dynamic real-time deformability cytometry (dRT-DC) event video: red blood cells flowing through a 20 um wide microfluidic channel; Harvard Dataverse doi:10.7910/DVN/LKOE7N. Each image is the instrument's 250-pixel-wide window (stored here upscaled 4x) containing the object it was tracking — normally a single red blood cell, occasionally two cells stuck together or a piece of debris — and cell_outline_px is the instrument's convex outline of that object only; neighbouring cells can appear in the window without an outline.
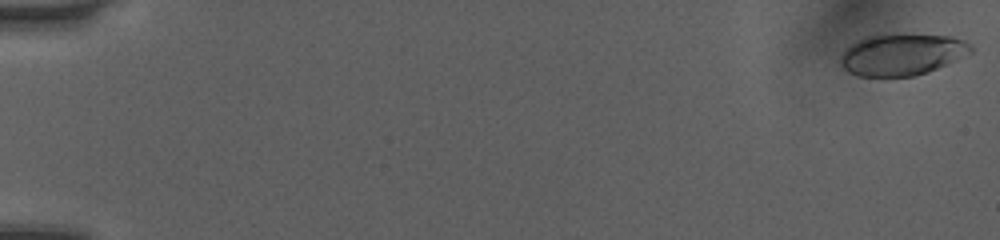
{"species": "human", "species_latin": "Homo sapiens", "temperature_condition": "room temperature", "stored_images_in_passage": 51, "camera_frame_rate_fps": 3000, "um_per_image_px": 0.085, "donor": {"sex": "female"}, "frame": {"image": 1, "passage_image": 1, "time_ms": 0.0, "image_size_px": [1000, 240], "cell_outline_px": [[972, 52], [956, 60], [936, 68], [912, 76], [856, 76], [848, 72], [840, 64], [840, 56], [844, 48], [856, 40], [864, 36], [896, 32], [952, 36], [964, 40], [972, 44]], "centroid_in_image_um": [76.63, 4.58], "position_along_channel_um": 8.4, "area_um2": 32.31}}
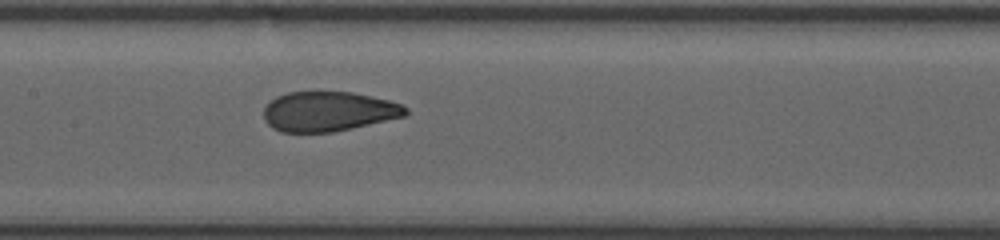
{"frame": {"image": 2, "passage_image": 27, "time_ms": 8.667, "image_size_px": [1000, 240], "cell_outline_px": [[408, 112], [404, 116], [352, 128], [332, 132], [280, 132], [272, 128], [264, 120], [264, 108], [276, 96], [288, 92], [352, 92], [388, 100], [400, 104], [408, 108]], "centroid_in_image_um": [27.89, 9.47], "position_along_channel_um": 179.5, "area_um2": 32.71}}
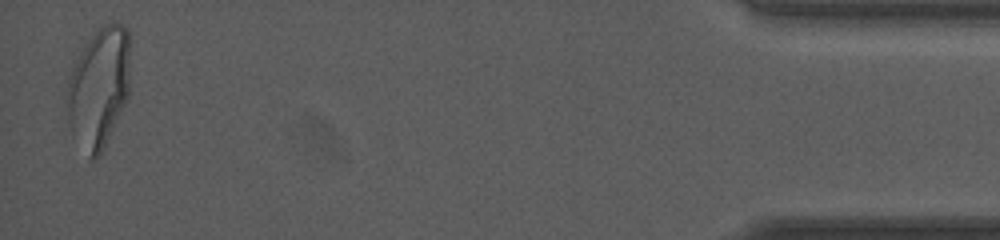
{"frame": {"image": 3, "passage_image": 51, "time_ms": 16.667, "image_size_px": [1000, 240], "cell_outline_px": [[128, 96], [104, 148], [92, 160], [88, 156], [72, 136], [68, 120], [68, 80], [72, 68], [80, 52], [88, 40], [104, 24], [124, 24], [128, 28]], "centroid_in_image_um": [8.39, 7.46], "position_along_channel_um": 426.8, "area_um2": 43.47}, "authors_computed_cell_mechanics": {"area_um2": 33.6396, "velocity_mm_per_s": 4.0765, "shape_relaxation_time_tau1_ms": 5.9609, "shape_relaxation_time_tau2_ms": 0.7052, "deformation_change_tau1": 0.2027, "deformation_change_tau2": 0.0698}}